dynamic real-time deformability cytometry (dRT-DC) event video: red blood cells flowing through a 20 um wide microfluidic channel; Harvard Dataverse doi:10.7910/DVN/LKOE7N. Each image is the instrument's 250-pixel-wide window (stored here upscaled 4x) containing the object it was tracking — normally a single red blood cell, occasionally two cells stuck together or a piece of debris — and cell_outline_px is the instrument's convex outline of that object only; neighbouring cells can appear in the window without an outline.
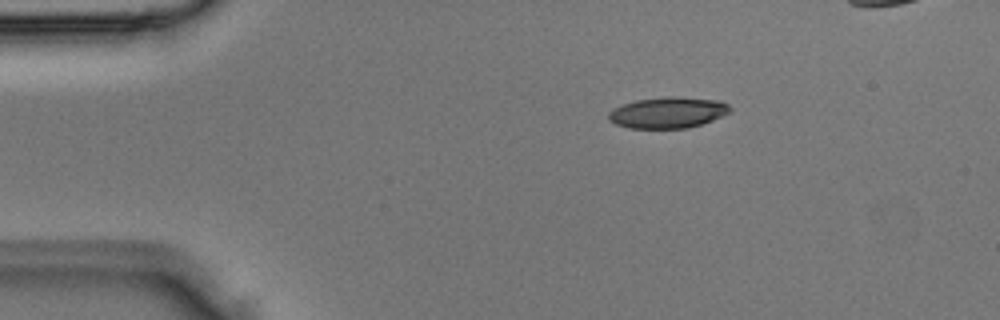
{"species": "Egyptian fruit bat (a non-hibernating species)", "species_latin": "Rousettus aegyptiacus", "temperature_condition": "room temperature", "stored_images_in_passage": 4, "camera_frame_rate_fps": 3000, "um_per_image_px": 0.085, "animal": {"sex": "male"}, "frame": {"image": 1, "passage_image": 4, "time_ms": 1.0, "image_size_px": [1000, 320], "cell_outline_px": [[732, 112], [712, 120], [700, 124], [684, 128], [628, 128], [616, 124], [608, 120], [608, 112], [612, 108], [636, 100], [668, 96], [672, 96], [720, 100], [728, 104], [732, 108]], "centroid_in_image_um": [56.77, 9.56], "position_along_channel_um": 28.2, "area_um2": 22.08}}